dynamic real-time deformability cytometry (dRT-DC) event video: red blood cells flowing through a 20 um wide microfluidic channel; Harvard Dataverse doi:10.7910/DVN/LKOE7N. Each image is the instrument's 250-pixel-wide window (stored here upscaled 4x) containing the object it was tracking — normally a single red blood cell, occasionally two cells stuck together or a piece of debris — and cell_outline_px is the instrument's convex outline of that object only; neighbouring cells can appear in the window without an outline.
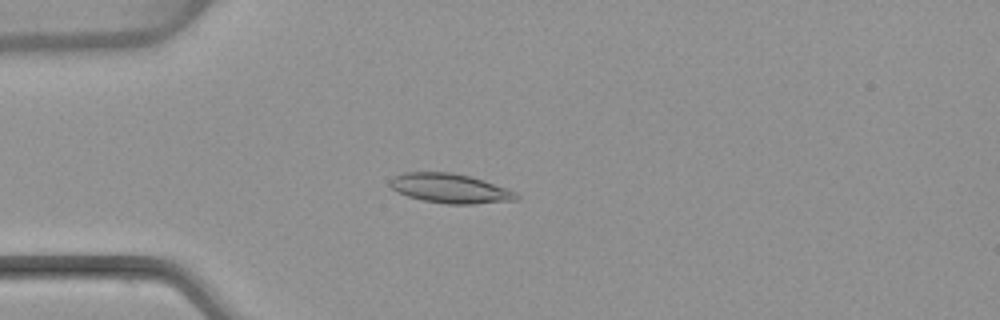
{"species": "common noctule bat (a hibernating species)", "species_latin": "Nyctalus noctula", "temperature_condition": "warm", "stored_images_in_passage": 54, "camera_frame_rate_fps": 3000, "um_per_image_px": 0.085, "animal": {"sex": "female", "body_mass_g": 22.7, "forearm_length_mm": 54.2}, "frame": {"image": 1, "passage_image": 15, "time_ms": 4.667, "image_size_px": [1000, 320], "cell_outline_px": [[520, 196], [516, 200], [476, 204], [448, 204], [424, 200], [408, 196], [396, 192], [388, 184], [388, 180], [392, 176], [404, 172], [452, 172], [472, 176], [508, 188], [516, 192]], "centroid_in_image_um": [38.25, 16.0], "position_along_channel_um": 46.7, "area_um2": 22.02}}
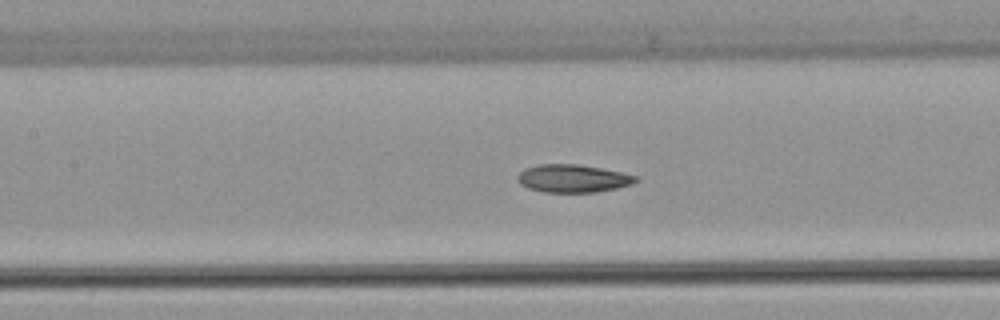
{"frame": {"image": 2, "passage_image": 25, "time_ms": 8.0, "image_size_px": [1000, 320], "cell_outline_px": [[640, 180], [632, 184], [616, 188], [596, 192], [544, 192], [528, 188], [520, 184], [516, 180], [516, 176], [524, 168], [536, 164], [576, 164], [600, 168], [640, 176]], "centroid_in_image_um": [48.68, 15.16], "position_along_channel_um": 158.7, "area_um2": 19.36}}
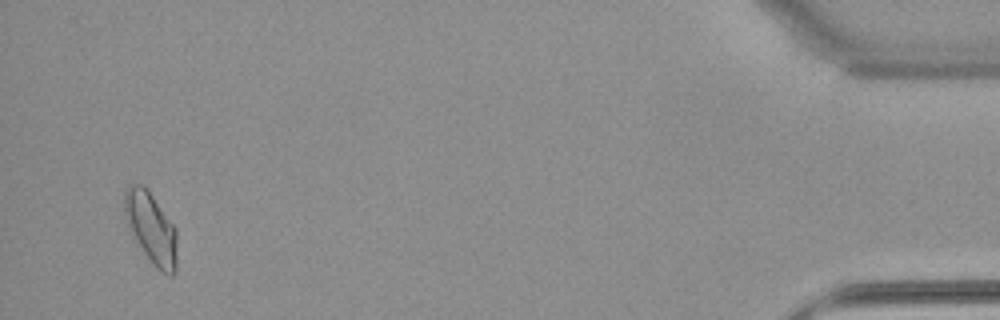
{"frame": {"image": 3, "passage_image": 52, "time_ms": 17.0, "image_size_px": [1000, 320], "cell_outline_px": [[176, 272], [172, 276], [156, 268], [152, 264], [128, 228], [124, 216], [124, 192], [128, 184], [144, 184], [176, 228]], "centroid_in_image_um": [12.82, 19.35], "position_along_channel_um": 422.4, "area_um2": 21.79}, "authors_computed_cell_mechanics": {"area_um2": 19.7676, "velocity_mm_per_s": 3.8443, "shape_relaxation_time_tau1_ms": null, "shape_relaxation_time_tau2_ms": 3.5881, "deformation_change_tau1": null, "deformation_change_tau2": 0.0872}}